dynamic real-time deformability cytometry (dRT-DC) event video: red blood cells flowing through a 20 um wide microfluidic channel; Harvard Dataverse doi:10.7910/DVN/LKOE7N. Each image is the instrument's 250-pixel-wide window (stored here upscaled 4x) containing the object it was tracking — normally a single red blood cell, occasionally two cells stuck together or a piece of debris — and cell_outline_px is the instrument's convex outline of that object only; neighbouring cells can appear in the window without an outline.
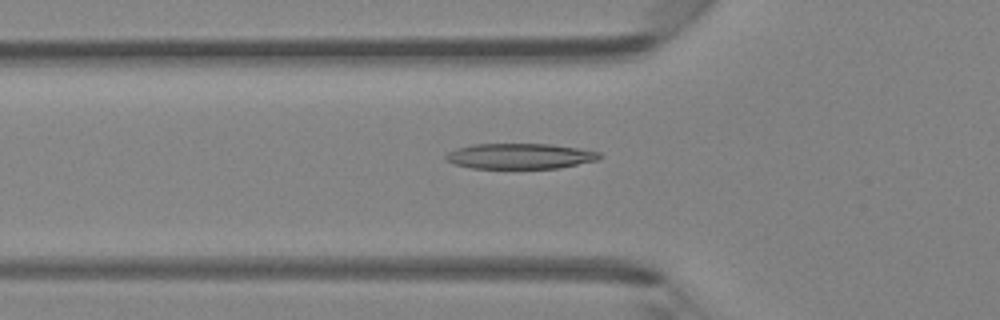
{"species": "Egyptian fruit bat (a non-hibernating species)", "species_latin": "Rousettus aegyptiacus", "temperature_condition": "room temperature", "stored_images_in_passage": 46, "camera_frame_rate_fps": 3000, "um_per_image_px": 0.085, "animal": {"sex": "female"}, "frame": {"image": 1, "passage_image": 16, "time_ms": 5.0, "image_size_px": [1000, 320], "cell_outline_px": [[600, 160], [560, 168], [472, 168], [456, 164], [448, 160], [444, 156], [448, 152], [456, 148], [472, 144], [552, 144], [580, 148], [600, 152]], "centroid_in_image_um": [44.25, 13.26], "position_along_channel_um": 81.6, "area_um2": 22.89}}
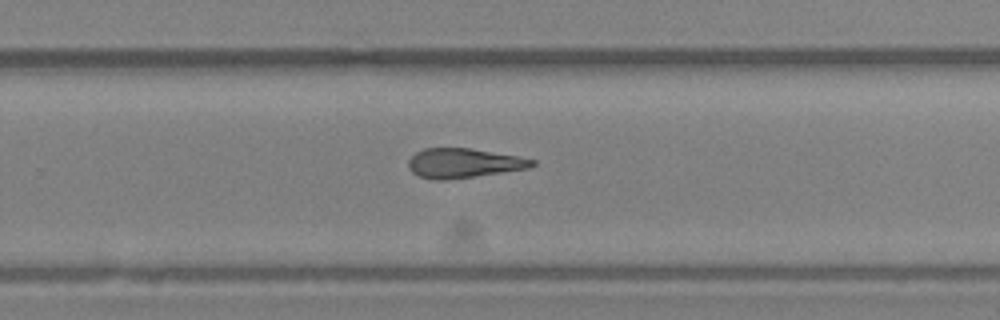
{"frame": {"image": 2, "passage_image": 30, "time_ms": 9.667, "image_size_px": [1000, 320], "cell_outline_px": [[536, 164], [532, 168], [444, 180], [432, 180], [420, 176], [412, 172], [408, 168], [408, 160], [416, 152], [424, 148], [468, 148], [516, 156], [536, 160]], "centroid_in_image_um": [39.4, 13.87], "position_along_channel_um": 290.4, "area_um2": 21.15}}
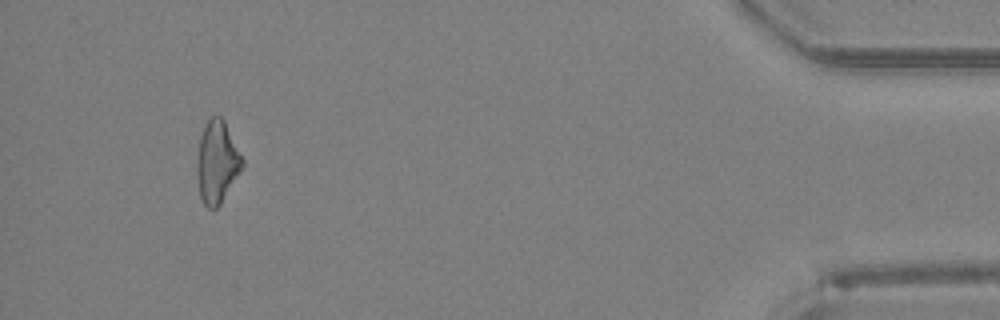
{"frame": {"image": 3, "passage_image": 43, "time_ms": 14.0, "image_size_px": [1000, 320], "cell_outline_px": [[244, 164], [240, 172], [220, 204], [216, 208], [208, 208], [204, 204], [200, 196], [196, 172], [196, 160], [200, 136], [204, 124], [212, 116], [220, 116], [224, 120], [244, 160]], "centroid_in_image_um": [18.43, 13.76], "position_along_channel_um": 416.8, "area_um2": 21.73}}